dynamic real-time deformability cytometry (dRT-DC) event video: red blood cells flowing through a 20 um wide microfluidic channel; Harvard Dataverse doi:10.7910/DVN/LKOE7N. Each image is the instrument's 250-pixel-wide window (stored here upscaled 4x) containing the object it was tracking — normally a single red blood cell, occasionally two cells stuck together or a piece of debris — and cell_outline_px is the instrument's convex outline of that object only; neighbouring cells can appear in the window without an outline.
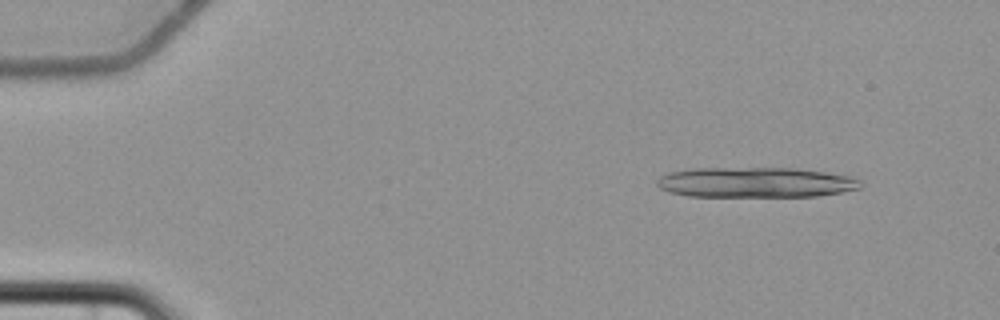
{"species": "common noctule bat (a hibernating species)", "species_latin": "Nyctalus noctula", "temperature_condition": "cold", "stored_images_in_passage": 10, "camera_frame_rate_fps": 3000, "um_per_image_px": 0.085, "animal": {"sex": "female", "body_mass_g": 22.7, "forearm_length_mm": 54.2}, "frame": {"image": 1, "passage_image": 2, "time_ms": 1.333, "image_size_px": [1000, 320], "cell_outline_px": [[864, 184], [860, 188], [820, 196], [688, 196], [668, 192], [660, 188], [656, 184], [656, 180], [660, 176], [668, 172], [692, 168], [792, 168], [824, 172], [848, 176], [860, 180]], "centroid_in_image_um": [64.18, 15.5], "position_along_channel_um": 20.8, "area_um2": 35.95}}
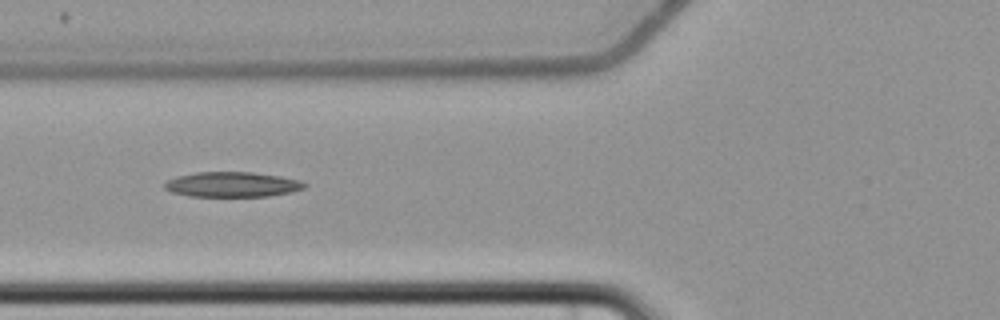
{"frame": {"image": 2, "passage_image": 6, "time_ms": 7.0, "image_size_px": [1000, 320], "cell_outline_px": [[308, 184], [304, 188], [292, 192], [268, 196], [188, 196], [172, 192], [164, 188], [164, 184], [168, 180], [176, 176], [196, 172], [252, 172], [280, 176], [300, 180]], "centroid_in_image_um": [19.75, 15.67], "position_along_channel_um": 106.1, "area_um2": 20.46}}
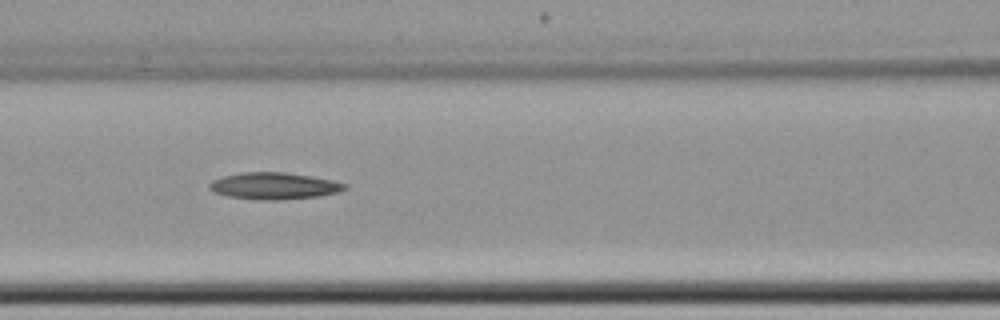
{"frame": {"image": 3, "passage_image": 7, "time_ms": 8.0, "image_size_px": [1000, 320], "cell_outline_px": [[348, 188], [340, 192], [320, 196], [276, 200], [260, 200], [228, 196], [216, 192], [208, 188], [208, 184], [212, 180], [224, 176], [244, 172], [284, 172], [332, 180], [348, 184]], "centroid_in_image_um": [23.32, 15.8], "position_along_channel_um": 143.3, "area_um2": 21.04}}